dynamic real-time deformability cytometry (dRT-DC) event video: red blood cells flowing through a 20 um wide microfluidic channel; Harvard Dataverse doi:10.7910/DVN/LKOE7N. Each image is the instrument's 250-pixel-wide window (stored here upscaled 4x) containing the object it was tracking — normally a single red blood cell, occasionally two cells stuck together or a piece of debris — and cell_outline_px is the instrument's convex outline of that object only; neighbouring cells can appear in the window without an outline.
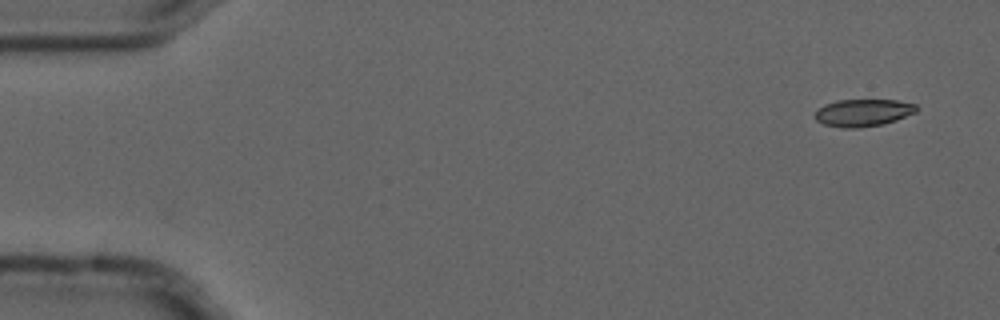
{"species": "common noctule bat (a hibernating species)", "species_latin": "Nyctalus noctula", "temperature_condition": "cold", "stored_images_in_passage": 5, "camera_frame_rate_fps": 3000, "um_per_image_px": 0.085, "animal": {"sex": "male", "forearm_length_mm": 52.5}, "frame": {"image": 1, "passage_image": 1, "time_ms": 0.0, "image_size_px": [1000, 320], "cell_outline_px": [[920, 108], [916, 112], [896, 120], [884, 124], [856, 128], [844, 128], [824, 124], [816, 120], [816, 112], [824, 104], [836, 100], [896, 100], [916, 104]], "centroid_in_image_um": [73.4, 9.57], "position_along_channel_um": 11.6, "area_um2": 16.13}}